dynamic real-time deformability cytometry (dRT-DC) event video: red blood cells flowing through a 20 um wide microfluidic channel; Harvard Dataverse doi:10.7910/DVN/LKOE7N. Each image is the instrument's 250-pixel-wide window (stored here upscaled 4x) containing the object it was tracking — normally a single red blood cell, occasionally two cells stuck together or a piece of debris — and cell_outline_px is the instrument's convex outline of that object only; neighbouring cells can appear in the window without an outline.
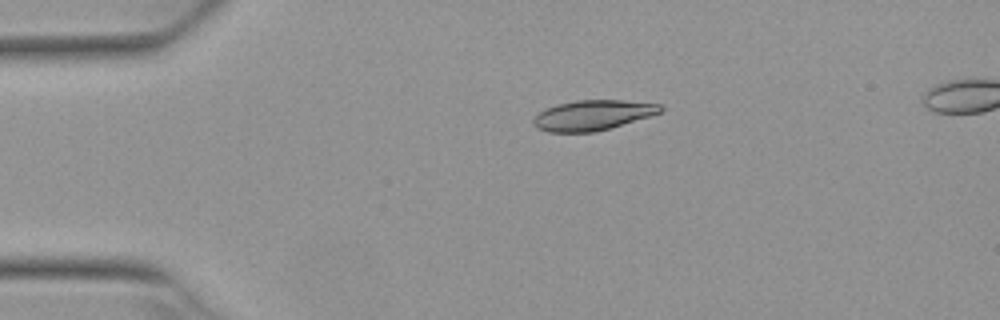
{"species": "Egyptian fruit bat (a non-hibernating species)", "species_latin": "Rousettus aegyptiacus", "temperature_condition": "warm", "stored_images_in_passage": 6, "camera_frame_rate_fps": 3000, "um_per_image_px": 0.085, "animal": {"sex": "female"}, "frame": {"image": 1, "passage_image": 4, "time_ms": 1.0, "image_size_px": [1000, 320], "cell_outline_px": [[664, 108], [660, 112], [652, 116], [596, 132], [548, 132], [536, 128], [532, 124], [532, 120], [540, 112], [556, 104], [576, 100], [624, 100], [660, 104]], "centroid_in_image_um": [50.39, 9.79], "position_along_channel_um": 34.6, "area_um2": 22.43}}